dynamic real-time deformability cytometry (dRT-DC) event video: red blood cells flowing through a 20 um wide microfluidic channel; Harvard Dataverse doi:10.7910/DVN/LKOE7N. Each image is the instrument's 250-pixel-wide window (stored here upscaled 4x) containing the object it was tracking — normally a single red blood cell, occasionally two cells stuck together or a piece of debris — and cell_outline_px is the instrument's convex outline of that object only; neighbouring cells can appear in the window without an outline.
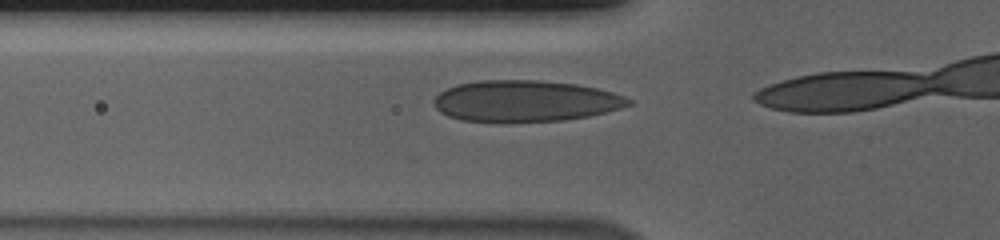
{"species": "human", "species_latin": "Homo sapiens", "temperature_condition": "cold", "stored_images_in_passage": 13, "camera_frame_rate_fps": 3000, "um_per_image_px": 0.085, "donor": {"sex": "male"}, "frame": {"image": 1, "passage_image": 11, "time_ms": 3.333, "image_size_px": [1000, 240], "cell_outline_px": [[632, 104], [620, 108], [588, 116], [564, 120], [460, 120], [448, 116], [440, 112], [432, 104], [432, 100], [440, 92], [456, 84], [480, 80], [536, 80], [576, 84], [596, 88], [612, 92], [624, 96], [632, 100]], "centroid_in_image_um": [44.63, 8.56], "position_along_channel_um": 81.2, "area_um2": 46.12}}